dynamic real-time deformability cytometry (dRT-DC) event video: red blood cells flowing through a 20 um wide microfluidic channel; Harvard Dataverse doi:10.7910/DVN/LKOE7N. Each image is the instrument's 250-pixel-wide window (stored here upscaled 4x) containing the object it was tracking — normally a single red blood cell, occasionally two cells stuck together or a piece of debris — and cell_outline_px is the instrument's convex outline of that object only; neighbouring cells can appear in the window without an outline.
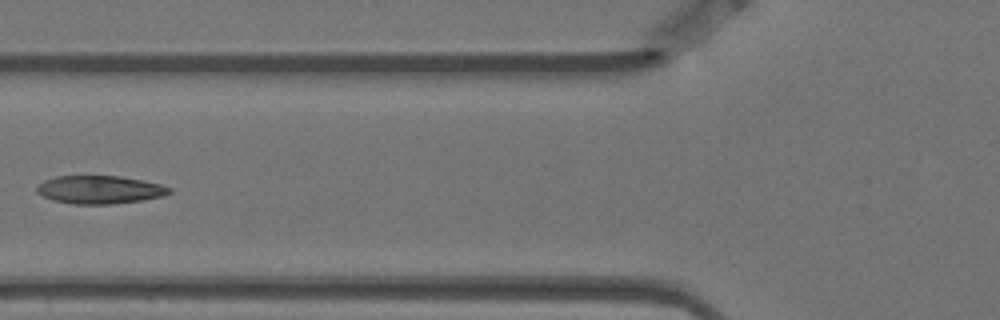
{"species": "Egyptian fruit bat (a non-hibernating species)", "species_latin": "Rousettus aegyptiacus", "temperature_condition": "warm", "stored_images_in_passage": 9, "camera_frame_rate_fps": 3000, "um_per_image_px": 0.085, "animal": {"sex": "female"}, "frame": {"image": 1, "passage_image": 7, "time_ms": 2.0, "image_size_px": [1000, 320], "cell_outline_px": [[172, 192], [164, 196], [144, 200], [112, 204], [72, 204], [52, 200], [36, 192], [36, 188], [44, 180], [56, 176], [120, 176], [160, 184], [172, 188]], "centroid_in_image_um": [8.49, 16.13], "position_along_channel_um": 117.3, "area_um2": 21.73}}
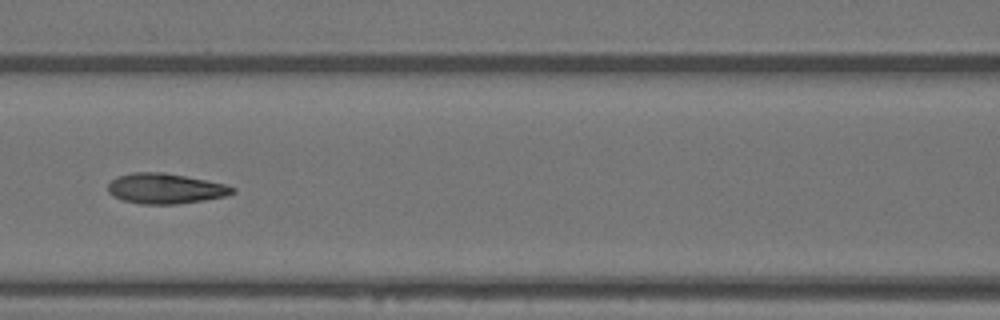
{"frame": {"image": 2, "passage_image": 8, "time_ms": 2.333, "image_size_px": [1000, 320], "cell_outline_px": [[236, 192], [224, 196], [204, 200], [176, 204], [140, 204], [124, 200], [112, 196], [108, 192], [108, 184], [116, 176], [132, 172], [164, 172], [224, 184], [236, 188]], "centroid_in_image_um": [14.02, 16.02], "position_along_channel_um": 152.6, "area_um2": 21.91}}
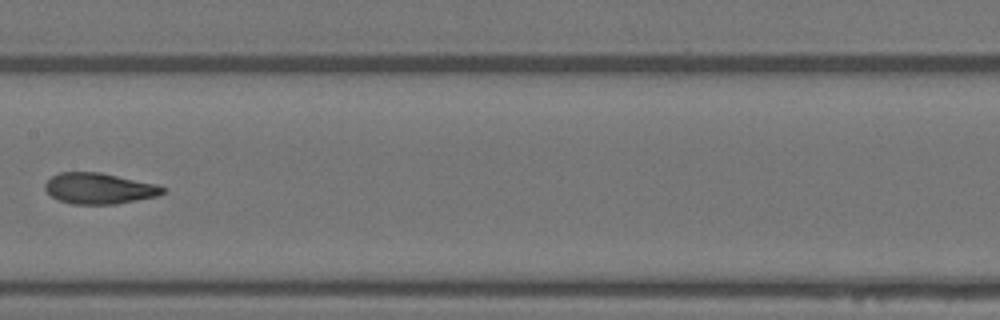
{"frame": {"image": 3, "passage_image": 9, "time_ms": 2.667, "image_size_px": [1000, 320], "cell_outline_px": [[168, 188], [164, 192], [156, 196], [116, 204], [72, 204], [60, 200], [52, 196], [44, 188], [44, 184], [52, 176], [60, 172], [100, 172], [160, 184]], "centroid_in_image_um": [8.47, 16.01], "position_along_channel_um": 198.9, "area_um2": 21.33}}